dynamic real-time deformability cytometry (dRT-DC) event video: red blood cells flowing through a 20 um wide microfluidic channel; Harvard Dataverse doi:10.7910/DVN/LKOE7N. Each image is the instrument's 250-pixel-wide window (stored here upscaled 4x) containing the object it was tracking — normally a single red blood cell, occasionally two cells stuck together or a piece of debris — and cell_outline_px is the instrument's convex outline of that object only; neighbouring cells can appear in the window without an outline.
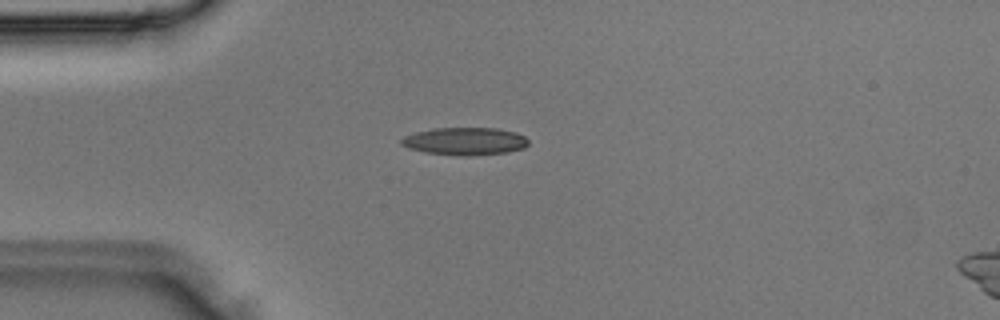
{"species": "Egyptian fruit bat (a non-hibernating species)", "species_latin": "Rousettus aegyptiacus", "temperature_condition": "room temperature", "stored_images_in_passage": 3, "camera_frame_rate_fps": 3000, "um_per_image_px": 0.085, "animal": {"sex": "male"}, "frame": {"image": 1, "passage_image": 3, "time_ms": 0.667, "image_size_px": [1000, 320], "cell_outline_px": [[528, 144], [524, 148], [508, 152], [468, 156], [460, 156], [424, 152], [408, 148], [400, 144], [400, 140], [404, 136], [416, 132], [436, 128], [496, 128], [516, 132], [524, 136], [528, 140]], "centroid_in_image_um": [39.52, 12.01], "position_along_channel_um": 45.5, "area_um2": 20.52}}